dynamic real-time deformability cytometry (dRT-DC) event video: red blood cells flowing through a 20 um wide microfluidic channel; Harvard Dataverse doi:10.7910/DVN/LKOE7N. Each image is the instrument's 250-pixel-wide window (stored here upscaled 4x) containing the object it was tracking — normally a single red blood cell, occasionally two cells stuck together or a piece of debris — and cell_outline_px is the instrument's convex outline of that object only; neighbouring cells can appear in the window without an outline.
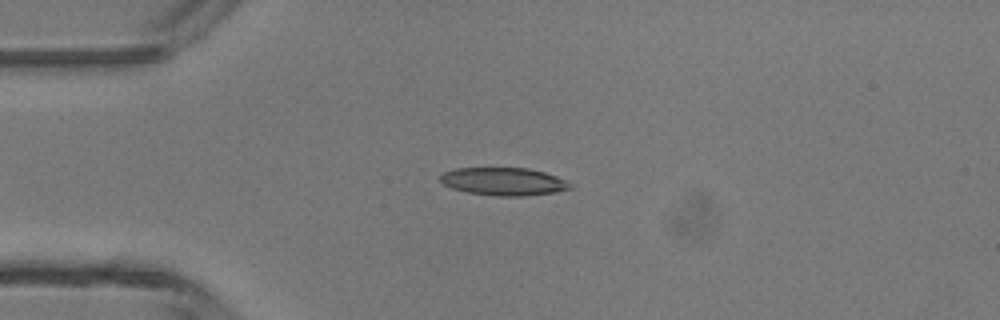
{"species": "common noctule bat (a hibernating species)", "species_latin": "Nyctalus noctula", "temperature_condition": "room temperature", "stored_images_in_passage": 36, "camera_frame_rate_fps": 3000, "um_per_image_px": 0.085, "animal": {"sex": "male", "body_mass_g": 13.3}, "frame": {"image": 1, "passage_image": 1, "time_ms": 0.0, "image_size_px": [1000, 320], "cell_outline_px": [[572, 188], [556, 192], [524, 196], [496, 196], [468, 192], [452, 188], [444, 184], [440, 180], [440, 176], [444, 172], [456, 168], [528, 168], [544, 172], [556, 176], [572, 184]], "centroid_in_image_um": [42.82, 15.43], "position_along_channel_um": 42.2, "area_um2": 20.98}}
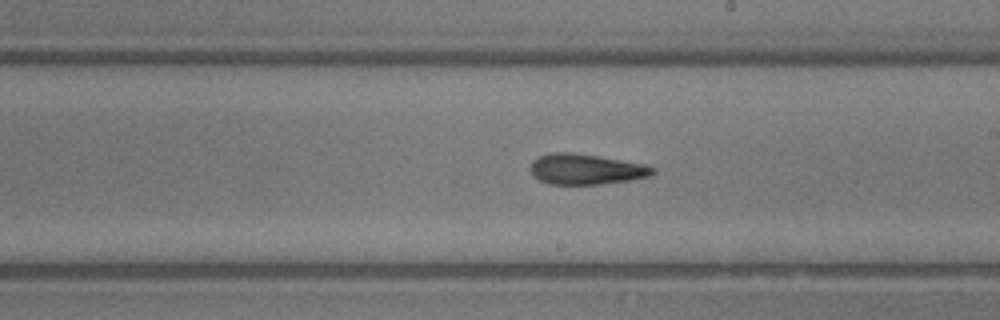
{"frame": {"image": 2, "passage_image": 16, "time_ms": 5.0, "image_size_px": [1000, 320], "cell_outline_px": [[656, 172], [648, 176], [632, 180], [600, 184], [548, 184], [540, 180], [532, 172], [532, 160], [548, 152], [572, 152], [644, 164], [656, 168]], "centroid_in_image_um": [49.82, 14.38], "position_along_channel_um": 239.2, "area_um2": 21.56}}
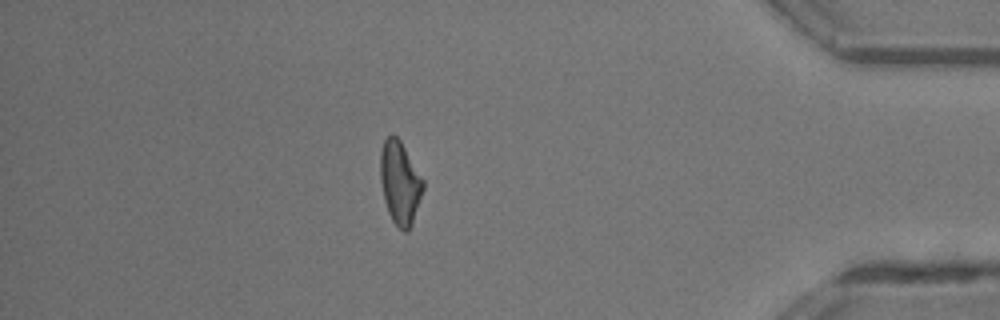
{"frame": {"image": 3, "passage_image": 30, "time_ms": 9.667, "image_size_px": [1000, 320], "cell_outline_px": [[424, 188], [412, 224], [408, 232], [404, 232], [392, 220], [388, 212], [384, 200], [380, 180], [380, 152], [384, 140], [392, 132], [400, 140], [424, 180]], "centroid_in_image_um": [33.99, 15.52], "position_along_channel_um": 401.2, "area_um2": 20.75}, "authors_computed_cell_mechanics": {"area_um2": 21.386, "velocity_mm_per_s": 4.3952, "shape_relaxation_time_tau1_ms": 5.1667, "shape_relaxation_time_tau2_ms": 3.393, "deformation_change_tau1": 0.1863, "deformation_change_tau2": 0.1521}}